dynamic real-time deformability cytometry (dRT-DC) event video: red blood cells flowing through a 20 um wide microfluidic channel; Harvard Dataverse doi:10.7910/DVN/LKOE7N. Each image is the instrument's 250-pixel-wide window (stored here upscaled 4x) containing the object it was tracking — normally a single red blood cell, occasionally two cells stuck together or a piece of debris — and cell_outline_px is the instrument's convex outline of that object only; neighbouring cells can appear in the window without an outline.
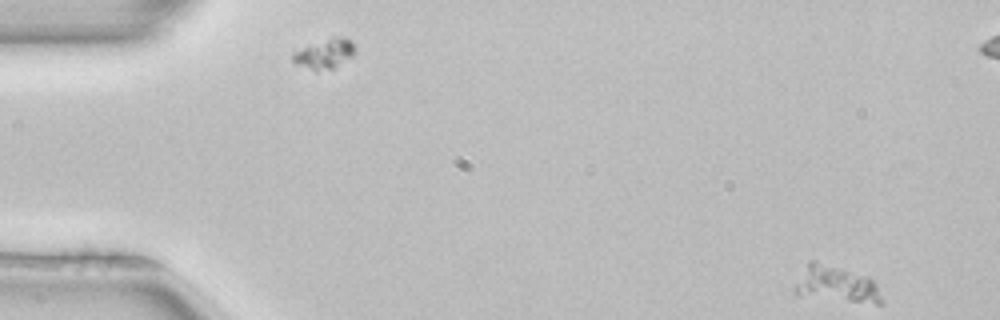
{"species": "common noctule bat (a hibernating species)", "species_latin": "Nyctalus noctula", "temperature_condition": "room temperature", "stored_images_in_passage": 5, "camera_frame_rate_fps": 3000, "um_per_image_px": 0.085, "animal": {"sex": "female", "body_mass_g": 22.7, "forearm_length_mm": 54.2}, "frame": {"image": 1, "passage_image": 1, "time_ms": 0.0, "image_size_px": [1000, 320], "cell_outline_px": [[884, 300], [880, 304], [876, 304], [796, 296], [792, 292], [792, 288], [808, 260], [816, 260], [868, 276], [876, 284]], "centroid_in_image_um": [71.03, 24.17], "position_along_channel_um": 14.0, "area_um2": 18.96}}